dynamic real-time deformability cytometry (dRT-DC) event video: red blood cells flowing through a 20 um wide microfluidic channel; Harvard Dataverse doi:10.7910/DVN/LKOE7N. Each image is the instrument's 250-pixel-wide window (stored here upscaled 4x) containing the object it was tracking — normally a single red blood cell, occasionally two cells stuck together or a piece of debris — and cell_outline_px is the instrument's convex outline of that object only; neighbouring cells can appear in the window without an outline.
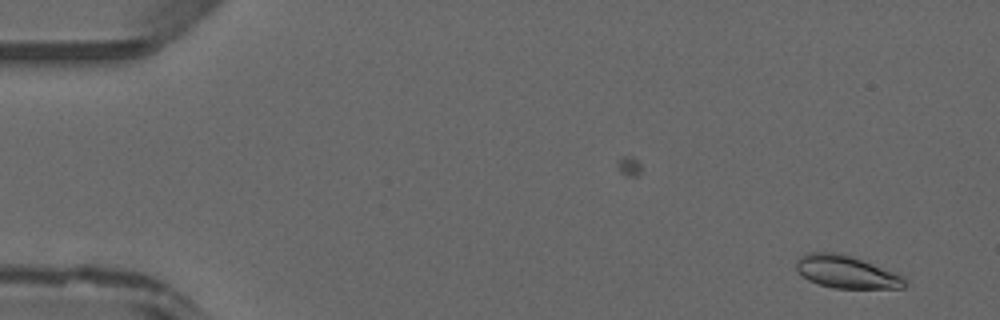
{"species": "common noctule bat (a hibernating species)", "species_latin": "Nyctalus noctula", "temperature_condition": "warm", "stored_images_in_passage": 47, "camera_frame_rate_fps": 3000, "um_per_image_px": 0.085, "animal": {"sex": "male", "forearm_length_mm": 52.5}, "frame": {"image": 1, "passage_image": 2, "time_ms": 0.333, "image_size_px": [1000, 320], "cell_outline_px": [[908, 284], [904, 288], [832, 288], [808, 280], [796, 268], [796, 260], [800, 256], [808, 252], [840, 252], [852, 256], [900, 276]], "centroid_in_image_um": [71.88, 23.11], "position_along_channel_um": 13.1, "area_um2": 20.23}}
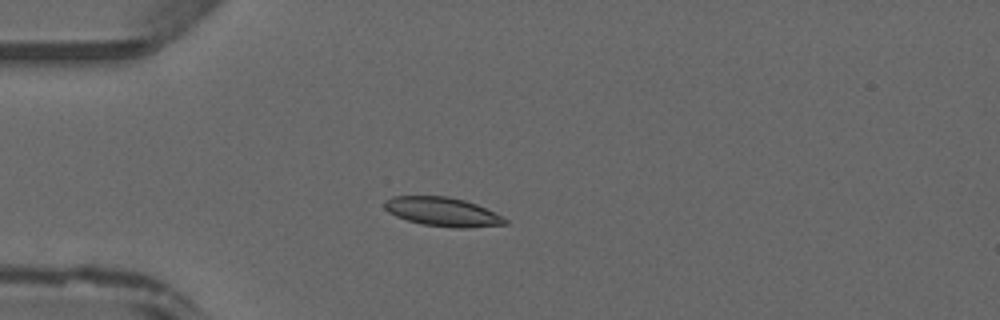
{"frame": {"image": 2, "passage_image": 12, "time_ms": 3.667, "image_size_px": [1000, 320], "cell_outline_px": [[508, 224], [468, 228], [456, 228], [420, 224], [396, 216], [388, 212], [384, 208], [384, 200], [392, 196], [448, 196], [464, 200], [476, 204], [508, 220]], "centroid_in_image_um": [37.58, 18.0], "position_along_channel_um": 47.4, "area_um2": 20.29}}
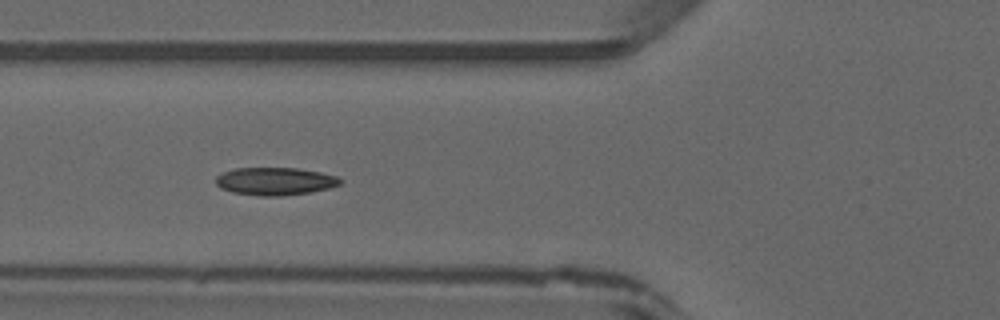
{"frame": {"image": 3, "passage_image": 17, "time_ms": 5.333, "image_size_px": [1000, 320], "cell_outline_px": [[344, 180], [340, 184], [328, 188], [312, 192], [280, 196], [260, 196], [232, 192], [220, 188], [216, 184], [216, 176], [224, 172], [236, 168], [296, 168], [320, 172], [336, 176]], "centroid_in_image_um": [23.38, 15.41], "position_along_channel_um": 102.4, "area_um2": 20.11}}